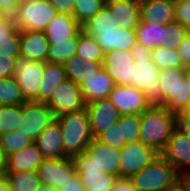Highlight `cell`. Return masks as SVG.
I'll list each match as a JSON object with an SVG mask.
<instances>
[{
	"mask_svg": "<svg viewBox=\"0 0 190 191\" xmlns=\"http://www.w3.org/2000/svg\"><path fill=\"white\" fill-rule=\"evenodd\" d=\"M9 191H40L43 184L37 171H4Z\"/></svg>",
	"mask_w": 190,
	"mask_h": 191,
	"instance_id": "cell-31",
	"label": "cell"
},
{
	"mask_svg": "<svg viewBox=\"0 0 190 191\" xmlns=\"http://www.w3.org/2000/svg\"><path fill=\"white\" fill-rule=\"evenodd\" d=\"M118 26L119 22L113 17L106 5L81 25L82 31L94 38L99 36V32L113 31Z\"/></svg>",
	"mask_w": 190,
	"mask_h": 191,
	"instance_id": "cell-30",
	"label": "cell"
},
{
	"mask_svg": "<svg viewBox=\"0 0 190 191\" xmlns=\"http://www.w3.org/2000/svg\"><path fill=\"white\" fill-rule=\"evenodd\" d=\"M40 191H58V190L43 185Z\"/></svg>",
	"mask_w": 190,
	"mask_h": 191,
	"instance_id": "cell-57",
	"label": "cell"
},
{
	"mask_svg": "<svg viewBox=\"0 0 190 191\" xmlns=\"http://www.w3.org/2000/svg\"><path fill=\"white\" fill-rule=\"evenodd\" d=\"M55 120L62 131L63 150L67 157L80 154L94 139L86 108L63 114Z\"/></svg>",
	"mask_w": 190,
	"mask_h": 191,
	"instance_id": "cell-3",
	"label": "cell"
},
{
	"mask_svg": "<svg viewBox=\"0 0 190 191\" xmlns=\"http://www.w3.org/2000/svg\"><path fill=\"white\" fill-rule=\"evenodd\" d=\"M135 32L136 40L151 50L155 46H164L167 40V25L158 22L146 23L140 20Z\"/></svg>",
	"mask_w": 190,
	"mask_h": 191,
	"instance_id": "cell-28",
	"label": "cell"
},
{
	"mask_svg": "<svg viewBox=\"0 0 190 191\" xmlns=\"http://www.w3.org/2000/svg\"><path fill=\"white\" fill-rule=\"evenodd\" d=\"M117 122L121 125L122 139L126 144L140 141V115H120Z\"/></svg>",
	"mask_w": 190,
	"mask_h": 191,
	"instance_id": "cell-39",
	"label": "cell"
},
{
	"mask_svg": "<svg viewBox=\"0 0 190 191\" xmlns=\"http://www.w3.org/2000/svg\"><path fill=\"white\" fill-rule=\"evenodd\" d=\"M49 45L43 31H20V57L45 63Z\"/></svg>",
	"mask_w": 190,
	"mask_h": 191,
	"instance_id": "cell-19",
	"label": "cell"
},
{
	"mask_svg": "<svg viewBox=\"0 0 190 191\" xmlns=\"http://www.w3.org/2000/svg\"><path fill=\"white\" fill-rule=\"evenodd\" d=\"M159 154L141 141L125 144L120 152L119 177H131L150 164Z\"/></svg>",
	"mask_w": 190,
	"mask_h": 191,
	"instance_id": "cell-10",
	"label": "cell"
},
{
	"mask_svg": "<svg viewBox=\"0 0 190 191\" xmlns=\"http://www.w3.org/2000/svg\"><path fill=\"white\" fill-rule=\"evenodd\" d=\"M184 78L188 82V86L190 87V66L184 67Z\"/></svg>",
	"mask_w": 190,
	"mask_h": 191,
	"instance_id": "cell-54",
	"label": "cell"
},
{
	"mask_svg": "<svg viewBox=\"0 0 190 191\" xmlns=\"http://www.w3.org/2000/svg\"><path fill=\"white\" fill-rule=\"evenodd\" d=\"M96 139L105 145L118 149H121L126 144L125 139H122L121 125L118 122L109 126Z\"/></svg>",
	"mask_w": 190,
	"mask_h": 191,
	"instance_id": "cell-40",
	"label": "cell"
},
{
	"mask_svg": "<svg viewBox=\"0 0 190 191\" xmlns=\"http://www.w3.org/2000/svg\"><path fill=\"white\" fill-rule=\"evenodd\" d=\"M63 67L66 77L80 85L85 78L98 72L103 67V62L82 60L77 54H74L63 63Z\"/></svg>",
	"mask_w": 190,
	"mask_h": 191,
	"instance_id": "cell-26",
	"label": "cell"
},
{
	"mask_svg": "<svg viewBox=\"0 0 190 191\" xmlns=\"http://www.w3.org/2000/svg\"><path fill=\"white\" fill-rule=\"evenodd\" d=\"M18 58L0 57V78L13 76Z\"/></svg>",
	"mask_w": 190,
	"mask_h": 191,
	"instance_id": "cell-43",
	"label": "cell"
},
{
	"mask_svg": "<svg viewBox=\"0 0 190 191\" xmlns=\"http://www.w3.org/2000/svg\"><path fill=\"white\" fill-rule=\"evenodd\" d=\"M20 0H0V9L5 10L8 14L13 15L16 12Z\"/></svg>",
	"mask_w": 190,
	"mask_h": 191,
	"instance_id": "cell-49",
	"label": "cell"
},
{
	"mask_svg": "<svg viewBox=\"0 0 190 191\" xmlns=\"http://www.w3.org/2000/svg\"><path fill=\"white\" fill-rule=\"evenodd\" d=\"M22 105H0V136L21 125Z\"/></svg>",
	"mask_w": 190,
	"mask_h": 191,
	"instance_id": "cell-37",
	"label": "cell"
},
{
	"mask_svg": "<svg viewBox=\"0 0 190 191\" xmlns=\"http://www.w3.org/2000/svg\"><path fill=\"white\" fill-rule=\"evenodd\" d=\"M25 102L13 76L0 78V105H22Z\"/></svg>",
	"mask_w": 190,
	"mask_h": 191,
	"instance_id": "cell-35",
	"label": "cell"
},
{
	"mask_svg": "<svg viewBox=\"0 0 190 191\" xmlns=\"http://www.w3.org/2000/svg\"><path fill=\"white\" fill-rule=\"evenodd\" d=\"M115 86L111 76L102 67L80 84L82 97L85 104L99 99L108 98L110 92Z\"/></svg>",
	"mask_w": 190,
	"mask_h": 191,
	"instance_id": "cell-20",
	"label": "cell"
},
{
	"mask_svg": "<svg viewBox=\"0 0 190 191\" xmlns=\"http://www.w3.org/2000/svg\"><path fill=\"white\" fill-rule=\"evenodd\" d=\"M46 105L52 110L55 117L80 111L86 107L80 85L68 78L54 88Z\"/></svg>",
	"mask_w": 190,
	"mask_h": 191,
	"instance_id": "cell-9",
	"label": "cell"
},
{
	"mask_svg": "<svg viewBox=\"0 0 190 191\" xmlns=\"http://www.w3.org/2000/svg\"><path fill=\"white\" fill-rule=\"evenodd\" d=\"M105 5L121 27L136 30L140 21V0H106Z\"/></svg>",
	"mask_w": 190,
	"mask_h": 191,
	"instance_id": "cell-22",
	"label": "cell"
},
{
	"mask_svg": "<svg viewBox=\"0 0 190 191\" xmlns=\"http://www.w3.org/2000/svg\"><path fill=\"white\" fill-rule=\"evenodd\" d=\"M20 119L21 125L17 129L27 134L34 141L56 117L46 103L26 101L22 104Z\"/></svg>",
	"mask_w": 190,
	"mask_h": 191,
	"instance_id": "cell-11",
	"label": "cell"
},
{
	"mask_svg": "<svg viewBox=\"0 0 190 191\" xmlns=\"http://www.w3.org/2000/svg\"><path fill=\"white\" fill-rule=\"evenodd\" d=\"M59 14L73 16V7L75 0H48Z\"/></svg>",
	"mask_w": 190,
	"mask_h": 191,
	"instance_id": "cell-44",
	"label": "cell"
},
{
	"mask_svg": "<svg viewBox=\"0 0 190 191\" xmlns=\"http://www.w3.org/2000/svg\"><path fill=\"white\" fill-rule=\"evenodd\" d=\"M66 78L63 64L45 62L43 78L38 92V102L47 103L54 88Z\"/></svg>",
	"mask_w": 190,
	"mask_h": 191,
	"instance_id": "cell-27",
	"label": "cell"
},
{
	"mask_svg": "<svg viewBox=\"0 0 190 191\" xmlns=\"http://www.w3.org/2000/svg\"><path fill=\"white\" fill-rule=\"evenodd\" d=\"M160 155L176 169L180 176L190 174V137L177 128Z\"/></svg>",
	"mask_w": 190,
	"mask_h": 191,
	"instance_id": "cell-12",
	"label": "cell"
},
{
	"mask_svg": "<svg viewBox=\"0 0 190 191\" xmlns=\"http://www.w3.org/2000/svg\"><path fill=\"white\" fill-rule=\"evenodd\" d=\"M176 127V114L164 106L151 105L140 115V141L160 153Z\"/></svg>",
	"mask_w": 190,
	"mask_h": 191,
	"instance_id": "cell-2",
	"label": "cell"
},
{
	"mask_svg": "<svg viewBox=\"0 0 190 191\" xmlns=\"http://www.w3.org/2000/svg\"><path fill=\"white\" fill-rule=\"evenodd\" d=\"M58 191H85L80 176L75 172Z\"/></svg>",
	"mask_w": 190,
	"mask_h": 191,
	"instance_id": "cell-45",
	"label": "cell"
},
{
	"mask_svg": "<svg viewBox=\"0 0 190 191\" xmlns=\"http://www.w3.org/2000/svg\"><path fill=\"white\" fill-rule=\"evenodd\" d=\"M95 39L105 53L113 49L130 50L137 42L135 30L120 25L113 31L99 32Z\"/></svg>",
	"mask_w": 190,
	"mask_h": 191,
	"instance_id": "cell-25",
	"label": "cell"
},
{
	"mask_svg": "<svg viewBox=\"0 0 190 191\" xmlns=\"http://www.w3.org/2000/svg\"><path fill=\"white\" fill-rule=\"evenodd\" d=\"M82 29L81 24L72 15L57 13L43 31L49 44L66 41Z\"/></svg>",
	"mask_w": 190,
	"mask_h": 191,
	"instance_id": "cell-23",
	"label": "cell"
},
{
	"mask_svg": "<svg viewBox=\"0 0 190 191\" xmlns=\"http://www.w3.org/2000/svg\"><path fill=\"white\" fill-rule=\"evenodd\" d=\"M180 179L187 185L188 191H190V174L181 176Z\"/></svg>",
	"mask_w": 190,
	"mask_h": 191,
	"instance_id": "cell-56",
	"label": "cell"
},
{
	"mask_svg": "<svg viewBox=\"0 0 190 191\" xmlns=\"http://www.w3.org/2000/svg\"><path fill=\"white\" fill-rule=\"evenodd\" d=\"M57 13L48 0L21 1L13 17L20 31H44Z\"/></svg>",
	"mask_w": 190,
	"mask_h": 191,
	"instance_id": "cell-6",
	"label": "cell"
},
{
	"mask_svg": "<svg viewBox=\"0 0 190 191\" xmlns=\"http://www.w3.org/2000/svg\"><path fill=\"white\" fill-rule=\"evenodd\" d=\"M177 114H190V99L184 105L183 109Z\"/></svg>",
	"mask_w": 190,
	"mask_h": 191,
	"instance_id": "cell-55",
	"label": "cell"
},
{
	"mask_svg": "<svg viewBox=\"0 0 190 191\" xmlns=\"http://www.w3.org/2000/svg\"><path fill=\"white\" fill-rule=\"evenodd\" d=\"M105 1L106 0H75L73 7L74 18L82 25L103 8Z\"/></svg>",
	"mask_w": 190,
	"mask_h": 191,
	"instance_id": "cell-38",
	"label": "cell"
},
{
	"mask_svg": "<svg viewBox=\"0 0 190 191\" xmlns=\"http://www.w3.org/2000/svg\"><path fill=\"white\" fill-rule=\"evenodd\" d=\"M43 160L41 152L33 142L28 147L8 155L4 171H37Z\"/></svg>",
	"mask_w": 190,
	"mask_h": 191,
	"instance_id": "cell-24",
	"label": "cell"
},
{
	"mask_svg": "<svg viewBox=\"0 0 190 191\" xmlns=\"http://www.w3.org/2000/svg\"><path fill=\"white\" fill-rule=\"evenodd\" d=\"M76 172L72 157L44 159L37 168V174L44 186L59 190Z\"/></svg>",
	"mask_w": 190,
	"mask_h": 191,
	"instance_id": "cell-14",
	"label": "cell"
},
{
	"mask_svg": "<svg viewBox=\"0 0 190 191\" xmlns=\"http://www.w3.org/2000/svg\"><path fill=\"white\" fill-rule=\"evenodd\" d=\"M33 140L21 130L15 129L0 136V144L6 156L28 147Z\"/></svg>",
	"mask_w": 190,
	"mask_h": 191,
	"instance_id": "cell-36",
	"label": "cell"
},
{
	"mask_svg": "<svg viewBox=\"0 0 190 191\" xmlns=\"http://www.w3.org/2000/svg\"><path fill=\"white\" fill-rule=\"evenodd\" d=\"M62 131L59 123L54 120L33 141L44 159L67 157L63 150Z\"/></svg>",
	"mask_w": 190,
	"mask_h": 191,
	"instance_id": "cell-18",
	"label": "cell"
},
{
	"mask_svg": "<svg viewBox=\"0 0 190 191\" xmlns=\"http://www.w3.org/2000/svg\"><path fill=\"white\" fill-rule=\"evenodd\" d=\"M166 191H188L187 185L179 179L173 186L169 187Z\"/></svg>",
	"mask_w": 190,
	"mask_h": 191,
	"instance_id": "cell-50",
	"label": "cell"
},
{
	"mask_svg": "<svg viewBox=\"0 0 190 191\" xmlns=\"http://www.w3.org/2000/svg\"><path fill=\"white\" fill-rule=\"evenodd\" d=\"M177 129L190 137V114H176Z\"/></svg>",
	"mask_w": 190,
	"mask_h": 191,
	"instance_id": "cell-48",
	"label": "cell"
},
{
	"mask_svg": "<svg viewBox=\"0 0 190 191\" xmlns=\"http://www.w3.org/2000/svg\"><path fill=\"white\" fill-rule=\"evenodd\" d=\"M175 21L190 28V2L175 4Z\"/></svg>",
	"mask_w": 190,
	"mask_h": 191,
	"instance_id": "cell-42",
	"label": "cell"
},
{
	"mask_svg": "<svg viewBox=\"0 0 190 191\" xmlns=\"http://www.w3.org/2000/svg\"><path fill=\"white\" fill-rule=\"evenodd\" d=\"M44 63L19 57L14 69L22 97L25 101L38 102V92L43 78Z\"/></svg>",
	"mask_w": 190,
	"mask_h": 191,
	"instance_id": "cell-8",
	"label": "cell"
},
{
	"mask_svg": "<svg viewBox=\"0 0 190 191\" xmlns=\"http://www.w3.org/2000/svg\"><path fill=\"white\" fill-rule=\"evenodd\" d=\"M174 4H180L184 2H190V0H171Z\"/></svg>",
	"mask_w": 190,
	"mask_h": 191,
	"instance_id": "cell-58",
	"label": "cell"
},
{
	"mask_svg": "<svg viewBox=\"0 0 190 191\" xmlns=\"http://www.w3.org/2000/svg\"><path fill=\"white\" fill-rule=\"evenodd\" d=\"M151 59L159 70L166 68H184V64L176 49H169L165 46H155L151 50Z\"/></svg>",
	"mask_w": 190,
	"mask_h": 191,
	"instance_id": "cell-34",
	"label": "cell"
},
{
	"mask_svg": "<svg viewBox=\"0 0 190 191\" xmlns=\"http://www.w3.org/2000/svg\"><path fill=\"white\" fill-rule=\"evenodd\" d=\"M175 4L171 0H140V20L167 25L175 21Z\"/></svg>",
	"mask_w": 190,
	"mask_h": 191,
	"instance_id": "cell-21",
	"label": "cell"
},
{
	"mask_svg": "<svg viewBox=\"0 0 190 191\" xmlns=\"http://www.w3.org/2000/svg\"><path fill=\"white\" fill-rule=\"evenodd\" d=\"M0 191H9L7 179L4 174L0 176Z\"/></svg>",
	"mask_w": 190,
	"mask_h": 191,
	"instance_id": "cell-53",
	"label": "cell"
},
{
	"mask_svg": "<svg viewBox=\"0 0 190 191\" xmlns=\"http://www.w3.org/2000/svg\"><path fill=\"white\" fill-rule=\"evenodd\" d=\"M86 112L92 136L97 138L109 126L117 122L120 113L109 98L99 99L86 104Z\"/></svg>",
	"mask_w": 190,
	"mask_h": 191,
	"instance_id": "cell-15",
	"label": "cell"
},
{
	"mask_svg": "<svg viewBox=\"0 0 190 191\" xmlns=\"http://www.w3.org/2000/svg\"><path fill=\"white\" fill-rule=\"evenodd\" d=\"M75 170L79 174L85 191H111L117 176L98 168L90 156L81 152L73 157Z\"/></svg>",
	"mask_w": 190,
	"mask_h": 191,
	"instance_id": "cell-7",
	"label": "cell"
},
{
	"mask_svg": "<svg viewBox=\"0 0 190 191\" xmlns=\"http://www.w3.org/2000/svg\"><path fill=\"white\" fill-rule=\"evenodd\" d=\"M20 57V30L14 21H0V57Z\"/></svg>",
	"mask_w": 190,
	"mask_h": 191,
	"instance_id": "cell-29",
	"label": "cell"
},
{
	"mask_svg": "<svg viewBox=\"0 0 190 191\" xmlns=\"http://www.w3.org/2000/svg\"><path fill=\"white\" fill-rule=\"evenodd\" d=\"M84 151L102 171L119 177L121 149L105 145L94 138Z\"/></svg>",
	"mask_w": 190,
	"mask_h": 191,
	"instance_id": "cell-17",
	"label": "cell"
},
{
	"mask_svg": "<svg viewBox=\"0 0 190 191\" xmlns=\"http://www.w3.org/2000/svg\"><path fill=\"white\" fill-rule=\"evenodd\" d=\"M158 81L163 92V106L179 113L190 99V87L184 78V68H166L159 72Z\"/></svg>",
	"mask_w": 190,
	"mask_h": 191,
	"instance_id": "cell-5",
	"label": "cell"
},
{
	"mask_svg": "<svg viewBox=\"0 0 190 191\" xmlns=\"http://www.w3.org/2000/svg\"><path fill=\"white\" fill-rule=\"evenodd\" d=\"M79 42V32L66 39L49 45L47 62L63 64L67 59L76 54Z\"/></svg>",
	"mask_w": 190,
	"mask_h": 191,
	"instance_id": "cell-32",
	"label": "cell"
},
{
	"mask_svg": "<svg viewBox=\"0 0 190 191\" xmlns=\"http://www.w3.org/2000/svg\"><path fill=\"white\" fill-rule=\"evenodd\" d=\"M176 50L184 64V67L190 66V36L188 34Z\"/></svg>",
	"mask_w": 190,
	"mask_h": 191,
	"instance_id": "cell-46",
	"label": "cell"
},
{
	"mask_svg": "<svg viewBox=\"0 0 190 191\" xmlns=\"http://www.w3.org/2000/svg\"><path fill=\"white\" fill-rule=\"evenodd\" d=\"M188 34V29L179 22L167 24V40L164 46L169 49H177Z\"/></svg>",
	"mask_w": 190,
	"mask_h": 191,
	"instance_id": "cell-41",
	"label": "cell"
},
{
	"mask_svg": "<svg viewBox=\"0 0 190 191\" xmlns=\"http://www.w3.org/2000/svg\"><path fill=\"white\" fill-rule=\"evenodd\" d=\"M133 61L130 50L113 49L105 53L103 68L115 85H130Z\"/></svg>",
	"mask_w": 190,
	"mask_h": 191,
	"instance_id": "cell-16",
	"label": "cell"
},
{
	"mask_svg": "<svg viewBox=\"0 0 190 191\" xmlns=\"http://www.w3.org/2000/svg\"><path fill=\"white\" fill-rule=\"evenodd\" d=\"M108 98L118 109L120 115H141L151 106L143 91L130 85H115Z\"/></svg>",
	"mask_w": 190,
	"mask_h": 191,
	"instance_id": "cell-13",
	"label": "cell"
},
{
	"mask_svg": "<svg viewBox=\"0 0 190 191\" xmlns=\"http://www.w3.org/2000/svg\"><path fill=\"white\" fill-rule=\"evenodd\" d=\"M132 183L137 191H166L181 176L160 154L146 167L132 175Z\"/></svg>",
	"mask_w": 190,
	"mask_h": 191,
	"instance_id": "cell-4",
	"label": "cell"
},
{
	"mask_svg": "<svg viewBox=\"0 0 190 191\" xmlns=\"http://www.w3.org/2000/svg\"><path fill=\"white\" fill-rule=\"evenodd\" d=\"M7 163V156L0 144V172L3 174Z\"/></svg>",
	"mask_w": 190,
	"mask_h": 191,
	"instance_id": "cell-51",
	"label": "cell"
},
{
	"mask_svg": "<svg viewBox=\"0 0 190 191\" xmlns=\"http://www.w3.org/2000/svg\"><path fill=\"white\" fill-rule=\"evenodd\" d=\"M0 21H14V17L5 10L0 9Z\"/></svg>",
	"mask_w": 190,
	"mask_h": 191,
	"instance_id": "cell-52",
	"label": "cell"
},
{
	"mask_svg": "<svg viewBox=\"0 0 190 191\" xmlns=\"http://www.w3.org/2000/svg\"><path fill=\"white\" fill-rule=\"evenodd\" d=\"M130 52L134 58L130 86L141 89L150 105L163 106V92L158 81L160 70L152 62L151 49L137 41Z\"/></svg>",
	"mask_w": 190,
	"mask_h": 191,
	"instance_id": "cell-1",
	"label": "cell"
},
{
	"mask_svg": "<svg viewBox=\"0 0 190 191\" xmlns=\"http://www.w3.org/2000/svg\"><path fill=\"white\" fill-rule=\"evenodd\" d=\"M76 54L82 59H89L97 62H103L105 52L97 43V40L85 34L82 29L79 31V42Z\"/></svg>",
	"mask_w": 190,
	"mask_h": 191,
	"instance_id": "cell-33",
	"label": "cell"
},
{
	"mask_svg": "<svg viewBox=\"0 0 190 191\" xmlns=\"http://www.w3.org/2000/svg\"><path fill=\"white\" fill-rule=\"evenodd\" d=\"M111 191H137L130 177H117Z\"/></svg>",
	"mask_w": 190,
	"mask_h": 191,
	"instance_id": "cell-47",
	"label": "cell"
}]
</instances>
